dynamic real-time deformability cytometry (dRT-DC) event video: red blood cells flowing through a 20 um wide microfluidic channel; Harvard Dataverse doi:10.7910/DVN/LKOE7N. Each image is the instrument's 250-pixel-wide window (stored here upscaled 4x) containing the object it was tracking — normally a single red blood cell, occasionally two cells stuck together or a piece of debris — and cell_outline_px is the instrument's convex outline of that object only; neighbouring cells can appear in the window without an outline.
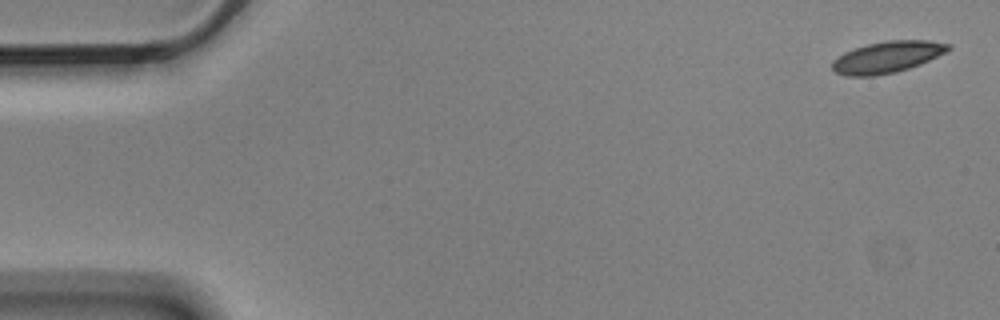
{"species": "Egyptian fruit bat (a non-hibernating species)", "species_latin": "Rousettus aegyptiacus", "temperature_condition": "cold", "stored_images_in_passage": 5, "camera_frame_rate_fps": 3000, "um_per_image_px": 0.085, "animal": {"sex": "male"}, "frame": {"image": 1, "passage_image": 1, "time_ms": 0.0, "image_size_px": [1000, 320], "cell_outline_px": [[952, 48], [920, 64], [896, 72], [872, 76], [848, 76], [836, 72], [832, 68], [832, 60], [844, 52], [868, 44], [888, 40], [928, 40], [952, 44]], "centroid_in_image_um": [75.41, 4.84], "position_along_channel_um": 9.6, "area_um2": 21.1}}
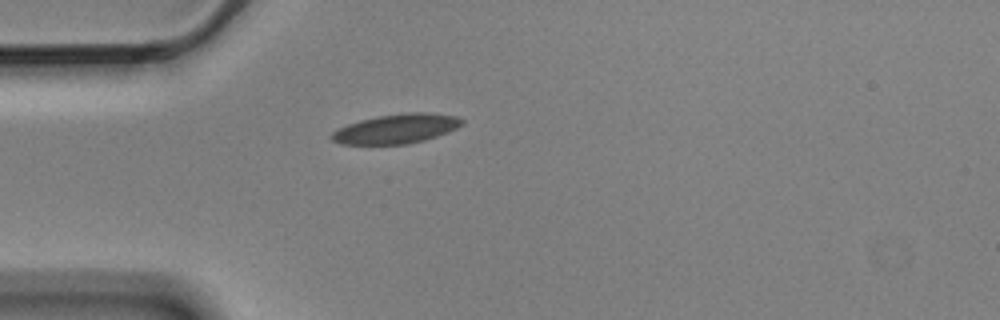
{"frame": {"image": 2, "passage_image": 5, "time_ms": 1.333, "image_size_px": [1000, 320], "cell_outline_px": [[464, 124], [448, 132], [424, 140], [408, 144], [340, 144], [332, 140], [332, 132], [348, 124], [360, 120], [380, 116], [408, 112], [428, 112], [456, 116], [464, 120]], "centroid_in_image_um": [33.73, 10.94], "position_along_channel_um": 51.3, "area_um2": 22.2}}